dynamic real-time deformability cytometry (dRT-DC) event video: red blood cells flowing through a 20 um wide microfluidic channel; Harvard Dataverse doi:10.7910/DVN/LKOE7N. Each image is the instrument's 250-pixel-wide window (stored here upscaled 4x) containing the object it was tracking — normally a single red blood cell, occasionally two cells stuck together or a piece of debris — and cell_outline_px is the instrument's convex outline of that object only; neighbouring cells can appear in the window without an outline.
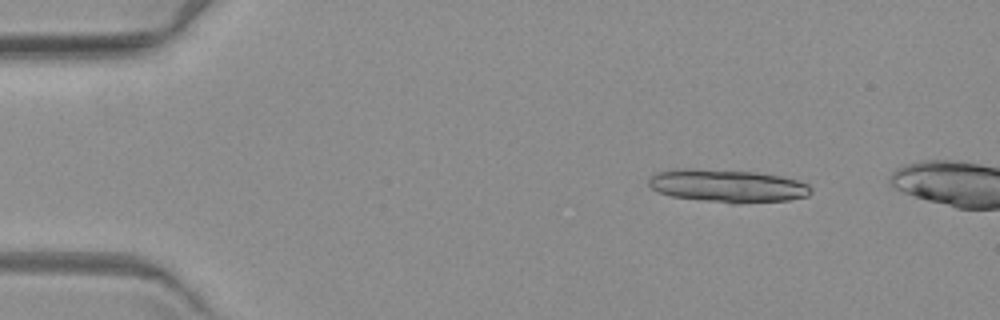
{"species": "common noctule bat (a hibernating species)", "species_latin": "Nyctalus noctula", "temperature_condition": "warm", "stored_images_in_passage": 5, "camera_frame_rate_fps": 3000, "um_per_image_px": 0.085, "animal": {"sex": "female", "body_mass_g": 19.3, "forearm_length_mm": 54.1}, "frame": {"image": 1, "passage_image": 2, "time_ms": 1.333, "image_size_px": [1000, 320], "cell_outline_px": [[812, 192], [808, 196], [788, 200], [740, 204], [732, 204], [672, 196], [660, 192], [652, 188], [648, 184], [648, 180], [656, 172], [680, 168], [692, 168], [756, 172], [780, 176], [800, 180], [808, 184], [812, 188]], "centroid_in_image_um": [61.88, 15.8], "position_along_channel_um": 23.1, "area_um2": 31.33}}